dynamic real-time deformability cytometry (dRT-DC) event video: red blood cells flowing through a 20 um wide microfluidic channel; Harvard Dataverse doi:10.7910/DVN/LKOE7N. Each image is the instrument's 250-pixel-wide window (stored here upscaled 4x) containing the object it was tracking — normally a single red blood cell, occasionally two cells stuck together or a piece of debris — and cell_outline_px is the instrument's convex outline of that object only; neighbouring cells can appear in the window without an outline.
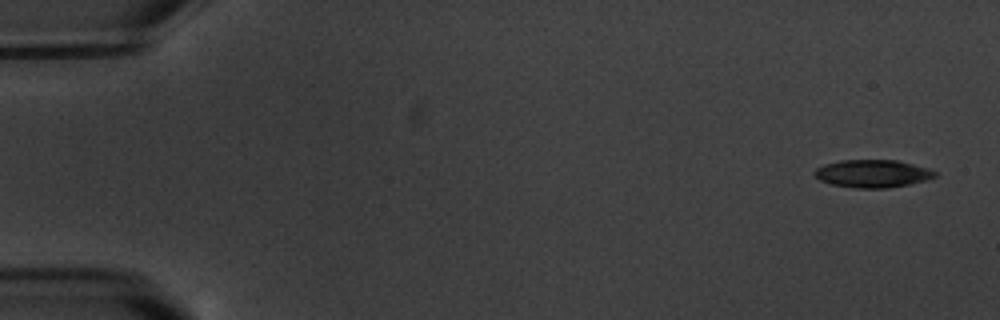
{"species": "common noctule bat (a hibernating species)", "species_latin": "Nyctalus noctula", "temperature_condition": "warm", "stored_images_in_passage": 5, "camera_frame_rate_fps": 3000, "um_per_image_px": 0.085, "animal": {"sex": "male", "body_mass_g": 20.1, "forearm_length_mm": 53.5}, "frame": {"image": 1, "passage_image": 1, "time_ms": 0.0, "image_size_px": [1000, 320], "cell_outline_px": [[936, 176], [924, 180], [908, 184], [884, 188], [856, 188], [832, 184], [820, 180], [812, 172], [816, 168], [824, 164], [840, 160], [896, 160], [928, 168], [936, 172]], "centroid_in_image_um": [74.13, 14.74], "position_along_channel_um": 10.9, "area_um2": 19.25}}